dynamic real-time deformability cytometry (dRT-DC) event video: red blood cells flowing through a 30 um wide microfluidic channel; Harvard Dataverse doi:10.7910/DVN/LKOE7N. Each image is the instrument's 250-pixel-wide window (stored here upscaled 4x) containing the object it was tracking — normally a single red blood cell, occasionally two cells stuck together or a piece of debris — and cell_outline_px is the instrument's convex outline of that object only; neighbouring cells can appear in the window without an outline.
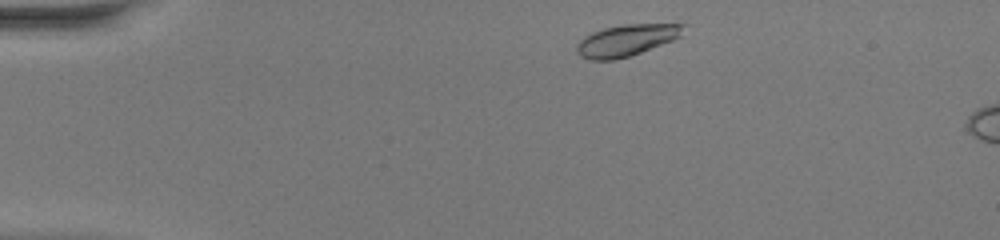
{"species": "common noctule bat (a hibernating species)", "species_latin": "Nyctalus noctula", "temperature_condition": "warm", "stored_images_in_passage": 5, "camera_frame_rate_fps": 3000, "um_per_image_px": 0.085, "animal": {"sex": "female", "body_mass_g": 20.0, "forearm_length_mm": 54.0}, "frame": {"image": 1, "passage_image": 2, "time_ms": 0.333, "image_size_px": [1000, 240], "cell_outline_px": [[684, 24], [680, 36], [672, 40], [640, 52], [616, 60], [588, 60], [580, 56], [576, 52], [576, 44], [584, 36], [592, 32], [604, 28], [620, 24]], "centroid_in_image_um": [53.16, 3.43], "position_along_channel_um": 31.8, "area_um2": 19.48}}